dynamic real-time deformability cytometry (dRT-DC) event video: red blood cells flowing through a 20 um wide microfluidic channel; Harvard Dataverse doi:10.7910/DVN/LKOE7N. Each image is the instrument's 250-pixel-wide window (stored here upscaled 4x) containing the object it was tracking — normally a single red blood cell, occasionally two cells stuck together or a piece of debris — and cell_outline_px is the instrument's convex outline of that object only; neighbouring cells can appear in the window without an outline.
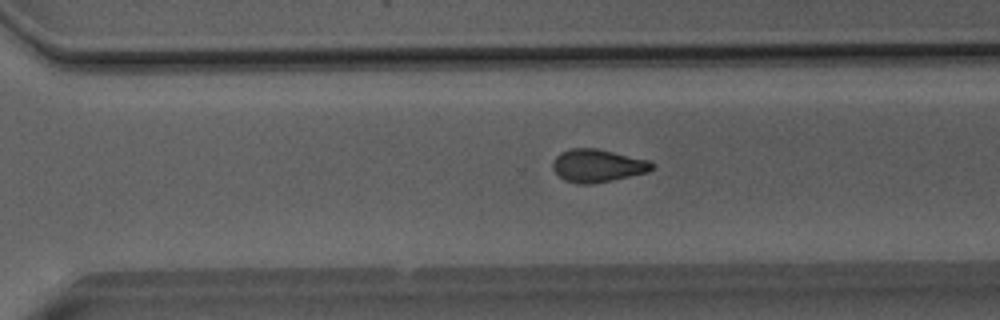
{"species": "Egyptian fruit bat (a non-hibernating species)", "species_latin": "Rousettus aegyptiacus", "temperature_condition": "room temperature", "stored_images_in_passage": 36, "camera_frame_rate_fps": 3000, "um_per_image_px": 0.085, "animal": {"sex": "male"}, "frame": {"image": 1, "passage_image": 21, "time_ms": 6.667, "image_size_px": [1000, 320], "cell_outline_px": [[656, 164], [648, 172], [612, 180], [592, 184], [576, 184], [564, 180], [552, 168], [552, 164], [556, 156], [560, 152], [572, 148], [596, 148], [648, 160]], "centroid_in_image_um": [50.78, 14.08], "position_along_channel_um": 319.8, "area_um2": 18.96}}
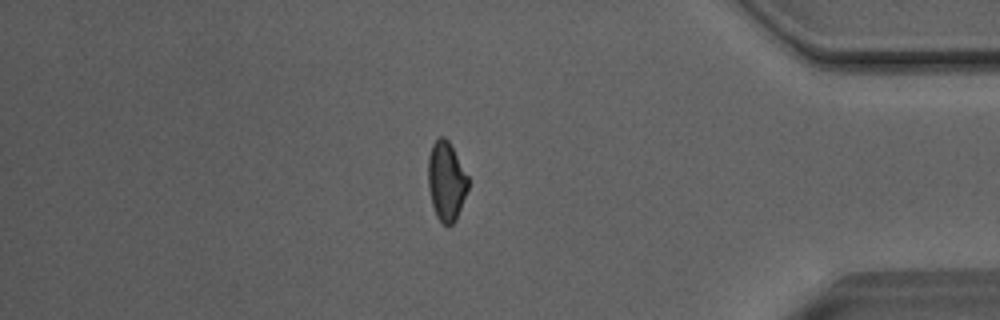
{"frame": {"image": 2, "passage_image": 29, "time_ms": 9.333, "image_size_px": [1000, 320], "cell_outline_px": [[468, 188], [456, 220], [448, 228], [436, 216], [432, 204], [428, 188], [428, 156], [432, 144], [440, 136], [444, 136], [448, 140], [468, 176]], "centroid_in_image_um": [37.92, 15.41], "position_along_channel_um": 397.3, "area_um2": 18.44}}
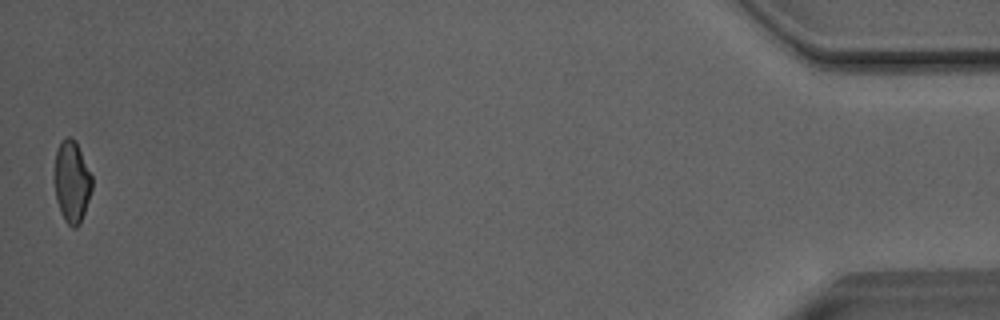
{"frame": {"image": 3, "passage_image": 36, "time_ms": 11.667, "image_size_px": [1000, 320], "cell_outline_px": [[92, 188], [80, 224], [76, 228], [72, 228], [64, 220], [60, 212], [56, 200], [56, 152], [60, 140], [64, 136], [72, 136], [76, 140], [92, 176]], "centroid_in_image_um": [6.12, 15.42], "position_along_channel_um": 429.1, "area_um2": 17.8}, "authors_computed_cell_mechanics": {"area_um2": 18.785, "velocity_mm_per_s": 4.0661, "shape_relaxation_time_tau1_ms": null, "shape_relaxation_time_tau2_ms": 4.7421, "deformation_change_tau1": null, "deformation_change_tau2": 0.0995}}